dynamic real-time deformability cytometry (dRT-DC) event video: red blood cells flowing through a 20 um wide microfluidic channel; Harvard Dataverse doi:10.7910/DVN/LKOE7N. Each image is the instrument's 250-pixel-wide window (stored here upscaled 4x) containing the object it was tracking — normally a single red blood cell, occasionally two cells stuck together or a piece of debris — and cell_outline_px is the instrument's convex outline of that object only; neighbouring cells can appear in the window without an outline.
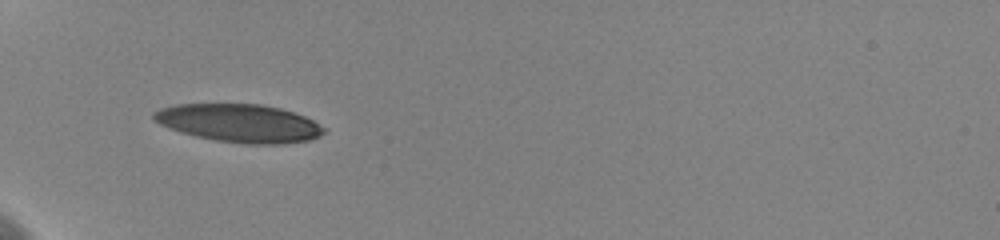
{"species": "human", "species_latin": "Homo sapiens", "temperature_condition": "cold", "stored_images_in_passage": 38, "camera_frame_rate_fps": 3000, "um_per_image_px": 0.085, "donor": {"sex": "female"}, "frame": {"image": 1, "passage_image": 1, "time_ms": 0.0, "image_size_px": [1000, 240], "cell_outline_px": [[328, 128], [320, 136], [308, 140], [284, 144], [244, 144], [216, 140], [196, 136], [180, 132], [168, 128], [160, 124], [152, 116], [152, 112], [160, 108], [176, 104], [260, 104], [280, 108], [304, 116]], "centroid_in_image_um": [20.35, 10.47], "position_along_channel_um": 64.7, "area_um2": 37.86}}
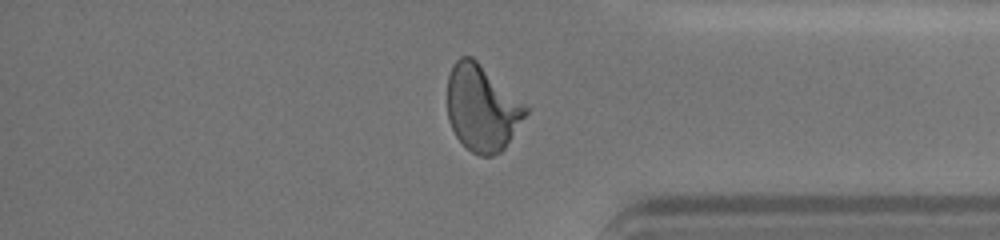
{"frame": {"image": 2, "passage_image": 30, "time_ms": 9.667, "image_size_px": [1000, 240], "cell_outline_px": [[532, 108], [504, 148], [500, 152], [492, 156], [480, 156], [472, 152], [456, 136], [448, 120], [448, 76], [452, 64], [460, 56], [472, 56]], "centroid_in_image_um": [41.0, 9.16], "position_along_channel_um": 394.2, "area_um2": 39.71}}
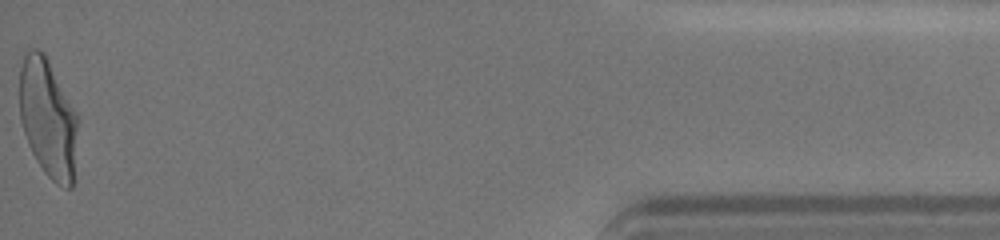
{"frame": {"image": 3, "passage_image": 38, "time_ms": 12.333, "image_size_px": [1000, 240], "cell_outline_px": [[80, 120], [72, 188], [68, 188], [56, 184], [44, 172], [36, 160], [28, 144], [20, 120], [20, 68], [24, 56], [28, 48], [36, 48], [44, 52], [80, 116]], "centroid_in_image_um": [4.12, 10.04], "position_along_channel_um": 431.1, "area_um2": 41.1}, "authors_computed_cell_mechanics": {"area_um2": 39.1306, "velocity_mm_per_s": 3.5934, "shape_relaxation_time_tau1_ms": 3.7399, "shape_relaxation_time_tau2_ms": 1.1195, "deformation_change_tau1": 0.1795, "deformation_change_tau2": 0.0787}}